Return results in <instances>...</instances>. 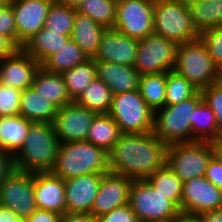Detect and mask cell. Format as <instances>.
Masks as SVG:
<instances>
[{
  "label": "cell",
  "instance_id": "cell-1",
  "mask_svg": "<svg viewBox=\"0 0 222 222\" xmlns=\"http://www.w3.org/2000/svg\"><path fill=\"white\" fill-rule=\"evenodd\" d=\"M167 147L153 132L122 133L108 153V170L132 180L147 179L166 165Z\"/></svg>",
  "mask_w": 222,
  "mask_h": 222
},
{
  "label": "cell",
  "instance_id": "cell-2",
  "mask_svg": "<svg viewBox=\"0 0 222 222\" xmlns=\"http://www.w3.org/2000/svg\"><path fill=\"white\" fill-rule=\"evenodd\" d=\"M59 143L52 123L33 122L23 146L13 157L14 168L31 173L51 172Z\"/></svg>",
  "mask_w": 222,
  "mask_h": 222
},
{
  "label": "cell",
  "instance_id": "cell-3",
  "mask_svg": "<svg viewBox=\"0 0 222 222\" xmlns=\"http://www.w3.org/2000/svg\"><path fill=\"white\" fill-rule=\"evenodd\" d=\"M108 152L88 141L59 143L52 173L63 180L84 174H106Z\"/></svg>",
  "mask_w": 222,
  "mask_h": 222
},
{
  "label": "cell",
  "instance_id": "cell-4",
  "mask_svg": "<svg viewBox=\"0 0 222 222\" xmlns=\"http://www.w3.org/2000/svg\"><path fill=\"white\" fill-rule=\"evenodd\" d=\"M203 100L198 91L193 97L154 111L153 134L167 146L192 142L191 121L196 106Z\"/></svg>",
  "mask_w": 222,
  "mask_h": 222
},
{
  "label": "cell",
  "instance_id": "cell-5",
  "mask_svg": "<svg viewBox=\"0 0 222 222\" xmlns=\"http://www.w3.org/2000/svg\"><path fill=\"white\" fill-rule=\"evenodd\" d=\"M173 70L199 91L218 82L219 79V68L200 38L179 44Z\"/></svg>",
  "mask_w": 222,
  "mask_h": 222
},
{
  "label": "cell",
  "instance_id": "cell-6",
  "mask_svg": "<svg viewBox=\"0 0 222 222\" xmlns=\"http://www.w3.org/2000/svg\"><path fill=\"white\" fill-rule=\"evenodd\" d=\"M154 33L178 44L200 38L188 6L176 0H155Z\"/></svg>",
  "mask_w": 222,
  "mask_h": 222
},
{
  "label": "cell",
  "instance_id": "cell-7",
  "mask_svg": "<svg viewBox=\"0 0 222 222\" xmlns=\"http://www.w3.org/2000/svg\"><path fill=\"white\" fill-rule=\"evenodd\" d=\"M129 204L140 222H175L180 210L146 180H133Z\"/></svg>",
  "mask_w": 222,
  "mask_h": 222
},
{
  "label": "cell",
  "instance_id": "cell-8",
  "mask_svg": "<svg viewBox=\"0 0 222 222\" xmlns=\"http://www.w3.org/2000/svg\"><path fill=\"white\" fill-rule=\"evenodd\" d=\"M108 114L118 124L121 133L143 134L153 131L154 111L138 90L113 95Z\"/></svg>",
  "mask_w": 222,
  "mask_h": 222
},
{
  "label": "cell",
  "instance_id": "cell-9",
  "mask_svg": "<svg viewBox=\"0 0 222 222\" xmlns=\"http://www.w3.org/2000/svg\"><path fill=\"white\" fill-rule=\"evenodd\" d=\"M213 150L209 142L193 141L167 147L166 165L184 182L205 176Z\"/></svg>",
  "mask_w": 222,
  "mask_h": 222
},
{
  "label": "cell",
  "instance_id": "cell-10",
  "mask_svg": "<svg viewBox=\"0 0 222 222\" xmlns=\"http://www.w3.org/2000/svg\"><path fill=\"white\" fill-rule=\"evenodd\" d=\"M179 44L155 33L138 39L134 68L142 75L167 73L174 69Z\"/></svg>",
  "mask_w": 222,
  "mask_h": 222
},
{
  "label": "cell",
  "instance_id": "cell-11",
  "mask_svg": "<svg viewBox=\"0 0 222 222\" xmlns=\"http://www.w3.org/2000/svg\"><path fill=\"white\" fill-rule=\"evenodd\" d=\"M155 0H119L113 29L125 36L143 39L154 33Z\"/></svg>",
  "mask_w": 222,
  "mask_h": 222
},
{
  "label": "cell",
  "instance_id": "cell-12",
  "mask_svg": "<svg viewBox=\"0 0 222 222\" xmlns=\"http://www.w3.org/2000/svg\"><path fill=\"white\" fill-rule=\"evenodd\" d=\"M0 205L12 209L20 218H27L36 211L33 173L11 170L0 184Z\"/></svg>",
  "mask_w": 222,
  "mask_h": 222
},
{
  "label": "cell",
  "instance_id": "cell-13",
  "mask_svg": "<svg viewBox=\"0 0 222 222\" xmlns=\"http://www.w3.org/2000/svg\"><path fill=\"white\" fill-rule=\"evenodd\" d=\"M97 113L74 101L59 108L52 126L60 143L86 141L90 126Z\"/></svg>",
  "mask_w": 222,
  "mask_h": 222
},
{
  "label": "cell",
  "instance_id": "cell-14",
  "mask_svg": "<svg viewBox=\"0 0 222 222\" xmlns=\"http://www.w3.org/2000/svg\"><path fill=\"white\" fill-rule=\"evenodd\" d=\"M222 208V191L205 176L192 178L183 183L180 212L200 215L209 210Z\"/></svg>",
  "mask_w": 222,
  "mask_h": 222
},
{
  "label": "cell",
  "instance_id": "cell-15",
  "mask_svg": "<svg viewBox=\"0 0 222 222\" xmlns=\"http://www.w3.org/2000/svg\"><path fill=\"white\" fill-rule=\"evenodd\" d=\"M55 0H9L14 13L17 46H22L44 27L50 6Z\"/></svg>",
  "mask_w": 222,
  "mask_h": 222
},
{
  "label": "cell",
  "instance_id": "cell-16",
  "mask_svg": "<svg viewBox=\"0 0 222 222\" xmlns=\"http://www.w3.org/2000/svg\"><path fill=\"white\" fill-rule=\"evenodd\" d=\"M132 181L130 178L111 172L103 174L98 194L91 208V215L98 218L129 203Z\"/></svg>",
  "mask_w": 222,
  "mask_h": 222
},
{
  "label": "cell",
  "instance_id": "cell-17",
  "mask_svg": "<svg viewBox=\"0 0 222 222\" xmlns=\"http://www.w3.org/2000/svg\"><path fill=\"white\" fill-rule=\"evenodd\" d=\"M138 39L125 36L118 30L107 28L101 36L95 61H105L134 67Z\"/></svg>",
  "mask_w": 222,
  "mask_h": 222
},
{
  "label": "cell",
  "instance_id": "cell-18",
  "mask_svg": "<svg viewBox=\"0 0 222 222\" xmlns=\"http://www.w3.org/2000/svg\"><path fill=\"white\" fill-rule=\"evenodd\" d=\"M103 174L89 173L64 180L67 213H90Z\"/></svg>",
  "mask_w": 222,
  "mask_h": 222
},
{
  "label": "cell",
  "instance_id": "cell-19",
  "mask_svg": "<svg viewBox=\"0 0 222 222\" xmlns=\"http://www.w3.org/2000/svg\"><path fill=\"white\" fill-rule=\"evenodd\" d=\"M40 64L22 48L0 61V84L21 91L30 88Z\"/></svg>",
  "mask_w": 222,
  "mask_h": 222
},
{
  "label": "cell",
  "instance_id": "cell-20",
  "mask_svg": "<svg viewBox=\"0 0 222 222\" xmlns=\"http://www.w3.org/2000/svg\"><path fill=\"white\" fill-rule=\"evenodd\" d=\"M33 186L37 209L67 213L63 179L52 172L33 173Z\"/></svg>",
  "mask_w": 222,
  "mask_h": 222
},
{
  "label": "cell",
  "instance_id": "cell-21",
  "mask_svg": "<svg viewBox=\"0 0 222 222\" xmlns=\"http://www.w3.org/2000/svg\"><path fill=\"white\" fill-rule=\"evenodd\" d=\"M96 78L102 80L113 95L138 90L140 74L134 67L95 61Z\"/></svg>",
  "mask_w": 222,
  "mask_h": 222
},
{
  "label": "cell",
  "instance_id": "cell-22",
  "mask_svg": "<svg viewBox=\"0 0 222 222\" xmlns=\"http://www.w3.org/2000/svg\"><path fill=\"white\" fill-rule=\"evenodd\" d=\"M33 122L24 116H0V150L12 158L23 146Z\"/></svg>",
  "mask_w": 222,
  "mask_h": 222
},
{
  "label": "cell",
  "instance_id": "cell-23",
  "mask_svg": "<svg viewBox=\"0 0 222 222\" xmlns=\"http://www.w3.org/2000/svg\"><path fill=\"white\" fill-rule=\"evenodd\" d=\"M105 30L104 26L75 9L73 31L70 38L88 58H93L97 53L101 36Z\"/></svg>",
  "mask_w": 222,
  "mask_h": 222
},
{
  "label": "cell",
  "instance_id": "cell-24",
  "mask_svg": "<svg viewBox=\"0 0 222 222\" xmlns=\"http://www.w3.org/2000/svg\"><path fill=\"white\" fill-rule=\"evenodd\" d=\"M31 87L58 109L73 102L61 74L47 72L41 66L35 73Z\"/></svg>",
  "mask_w": 222,
  "mask_h": 222
},
{
  "label": "cell",
  "instance_id": "cell-25",
  "mask_svg": "<svg viewBox=\"0 0 222 222\" xmlns=\"http://www.w3.org/2000/svg\"><path fill=\"white\" fill-rule=\"evenodd\" d=\"M70 37L43 27L22 46V49L41 65L49 56L56 53Z\"/></svg>",
  "mask_w": 222,
  "mask_h": 222
},
{
  "label": "cell",
  "instance_id": "cell-26",
  "mask_svg": "<svg viewBox=\"0 0 222 222\" xmlns=\"http://www.w3.org/2000/svg\"><path fill=\"white\" fill-rule=\"evenodd\" d=\"M58 108L32 87L21 92L20 114L32 122L52 123Z\"/></svg>",
  "mask_w": 222,
  "mask_h": 222
},
{
  "label": "cell",
  "instance_id": "cell-27",
  "mask_svg": "<svg viewBox=\"0 0 222 222\" xmlns=\"http://www.w3.org/2000/svg\"><path fill=\"white\" fill-rule=\"evenodd\" d=\"M120 128L108 114H97L90 126L86 141L110 152L121 135Z\"/></svg>",
  "mask_w": 222,
  "mask_h": 222
},
{
  "label": "cell",
  "instance_id": "cell-28",
  "mask_svg": "<svg viewBox=\"0 0 222 222\" xmlns=\"http://www.w3.org/2000/svg\"><path fill=\"white\" fill-rule=\"evenodd\" d=\"M88 56L70 38L56 53L49 56L40 66L47 72L61 74L84 63Z\"/></svg>",
  "mask_w": 222,
  "mask_h": 222
},
{
  "label": "cell",
  "instance_id": "cell-29",
  "mask_svg": "<svg viewBox=\"0 0 222 222\" xmlns=\"http://www.w3.org/2000/svg\"><path fill=\"white\" fill-rule=\"evenodd\" d=\"M113 100L110 88L100 79L95 78L74 102L97 114L109 112Z\"/></svg>",
  "mask_w": 222,
  "mask_h": 222
},
{
  "label": "cell",
  "instance_id": "cell-30",
  "mask_svg": "<svg viewBox=\"0 0 222 222\" xmlns=\"http://www.w3.org/2000/svg\"><path fill=\"white\" fill-rule=\"evenodd\" d=\"M191 121L192 142H210L222 137L214 111L202 100L195 108Z\"/></svg>",
  "mask_w": 222,
  "mask_h": 222
},
{
  "label": "cell",
  "instance_id": "cell-31",
  "mask_svg": "<svg viewBox=\"0 0 222 222\" xmlns=\"http://www.w3.org/2000/svg\"><path fill=\"white\" fill-rule=\"evenodd\" d=\"M194 27L201 34L222 26V0H199L188 6Z\"/></svg>",
  "mask_w": 222,
  "mask_h": 222
},
{
  "label": "cell",
  "instance_id": "cell-32",
  "mask_svg": "<svg viewBox=\"0 0 222 222\" xmlns=\"http://www.w3.org/2000/svg\"><path fill=\"white\" fill-rule=\"evenodd\" d=\"M146 180L180 210L183 181L167 165L156 170Z\"/></svg>",
  "mask_w": 222,
  "mask_h": 222
},
{
  "label": "cell",
  "instance_id": "cell-33",
  "mask_svg": "<svg viewBox=\"0 0 222 222\" xmlns=\"http://www.w3.org/2000/svg\"><path fill=\"white\" fill-rule=\"evenodd\" d=\"M61 76L68 95L74 101L85 90L86 86L96 78L95 60L89 58L84 63L62 72Z\"/></svg>",
  "mask_w": 222,
  "mask_h": 222
},
{
  "label": "cell",
  "instance_id": "cell-34",
  "mask_svg": "<svg viewBox=\"0 0 222 222\" xmlns=\"http://www.w3.org/2000/svg\"><path fill=\"white\" fill-rule=\"evenodd\" d=\"M166 73L142 75L138 91L146 104L156 111L165 106Z\"/></svg>",
  "mask_w": 222,
  "mask_h": 222
},
{
  "label": "cell",
  "instance_id": "cell-35",
  "mask_svg": "<svg viewBox=\"0 0 222 222\" xmlns=\"http://www.w3.org/2000/svg\"><path fill=\"white\" fill-rule=\"evenodd\" d=\"M116 4V0H83L76 10L107 29L114 26Z\"/></svg>",
  "mask_w": 222,
  "mask_h": 222
},
{
  "label": "cell",
  "instance_id": "cell-36",
  "mask_svg": "<svg viewBox=\"0 0 222 222\" xmlns=\"http://www.w3.org/2000/svg\"><path fill=\"white\" fill-rule=\"evenodd\" d=\"M199 90L186 78L171 70L166 73L165 105H174L193 97Z\"/></svg>",
  "mask_w": 222,
  "mask_h": 222
},
{
  "label": "cell",
  "instance_id": "cell-37",
  "mask_svg": "<svg viewBox=\"0 0 222 222\" xmlns=\"http://www.w3.org/2000/svg\"><path fill=\"white\" fill-rule=\"evenodd\" d=\"M75 18V9L54 1L49 8L44 28L71 36Z\"/></svg>",
  "mask_w": 222,
  "mask_h": 222
},
{
  "label": "cell",
  "instance_id": "cell-38",
  "mask_svg": "<svg viewBox=\"0 0 222 222\" xmlns=\"http://www.w3.org/2000/svg\"><path fill=\"white\" fill-rule=\"evenodd\" d=\"M21 90L0 84V116L20 114Z\"/></svg>",
  "mask_w": 222,
  "mask_h": 222
},
{
  "label": "cell",
  "instance_id": "cell-39",
  "mask_svg": "<svg viewBox=\"0 0 222 222\" xmlns=\"http://www.w3.org/2000/svg\"><path fill=\"white\" fill-rule=\"evenodd\" d=\"M213 62L218 68L222 66V26L207 29L200 34Z\"/></svg>",
  "mask_w": 222,
  "mask_h": 222
},
{
  "label": "cell",
  "instance_id": "cell-40",
  "mask_svg": "<svg viewBox=\"0 0 222 222\" xmlns=\"http://www.w3.org/2000/svg\"><path fill=\"white\" fill-rule=\"evenodd\" d=\"M200 92L204 102L214 111L217 128L222 133V84L216 82Z\"/></svg>",
  "mask_w": 222,
  "mask_h": 222
},
{
  "label": "cell",
  "instance_id": "cell-41",
  "mask_svg": "<svg viewBox=\"0 0 222 222\" xmlns=\"http://www.w3.org/2000/svg\"><path fill=\"white\" fill-rule=\"evenodd\" d=\"M0 34L9 37L17 45L15 18L9 3L0 8Z\"/></svg>",
  "mask_w": 222,
  "mask_h": 222
},
{
  "label": "cell",
  "instance_id": "cell-42",
  "mask_svg": "<svg viewBox=\"0 0 222 222\" xmlns=\"http://www.w3.org/2000/svg\"><path fill=\"white\" fill-rule=\"evenodd\" d=\"M97 222H140L129 203L97 218Z\"/></svg>",
  "mask_w": 222,
  "mask_h": 222
},
{
  "label": "cell",
  "instance_id": "cell-43",
  "mask_svg": "<svg viewBox=\"0 0 222 222\" xmlns=\"http://www.w3.org/2000/svg\"><path fill=\"white\" fill-rule=\"evenodd\" d=\"M205 177L222 191V163L212 157L208 163Z\"/></svg>",
  "mask_w": 222,
  "mask_h": 222
},
{
  "label": "cell",
  "instance_id": "cell-44",
  "mask_svg": "<svg viewBox=\"0 0 222 222\" xmlns=\"http://www.w3.org/2000/svg\"><path fill=\"white\" fill-rule=\"evenodd\" d=\"M60 217L59 213L37 209L25 219L26 222H60Z\"/></svg>",
  "mask_w": 222,
  "mask_h": 222
},
{
  "label": "cell",
  "instance_id": "cell-45",
  "mask_svg": "<svg viewBox=\"0 0 222 222\" xmlns=\"http://www.w3.org/2000/svg\"><path fill=\"white\" fill-rule=\"evenodd\" d=\"M18 49L9 37L0 34V61L12 56Z\"/></svg>",
  "mask_w": 222,
  "mask_h": 222
},
{
  "label": "cell",
  "instance_id": "cell-46",
  "mask_svg": "<svg viewBox=\"0 0 222 222\" xmlns=\"http://www.w3.org/2000/svg\"><path fill=\"white\" fill-rule=\"evenodd\" d=\"M13 169V158L0 150V184Z\"/></svg>",
  "mask_w": 222,
  "mask_h": 222
},
{
  "label": "cell",
  "instance_id": "cell-47",
  "mask_svg": "<svg viewBox=\"0 0 222 222\" xmlns=\"http://www.w3.org/2000/svg\"><path fill=\"white\" fill-rule=\"evenodd\" d=\"M60 222H97V218L90 213H65L61 215Z\"/></svg>",
  "mask_w": 222,
  "mask_h": 222
},
{
  "label": "cell",
  "instance_id": "cell-48",
  "mask_svg": "<svg viewBox=\"0 0 222 222\" xmlns=\"http://www.w3.org/2000/svg\"><path fill=\"white\" fill-rule=\"evenodd\" d=\"M199 216L203 222H222V208L203 212Z\"/></svg>",
  "mask_w": 222,
  "mask_h": 222
},
{
  "label": "cell",
  "instance_id": "cell-49",
  "mask_svg": "<svg viewBox=\"0 0 222 222\" xmlns=\"http://www.w3.org/2000/svg\"><path fill=\"white\" fill-rule=\"evenodd\" d=\"M19 218L12 209L0 205V222H15Z\"/></svg>",
  "mask_w": 222,
  "mask_h": 222
},
{
  "label": "cell",
  "instance_id": "cell-50",
  "mask_svg": "<svg viewBox=\"0 0 222 222\" xmlns=\"http://www.w3.org/2000/svg\"><path fill=\"white\" fill-rule=\"evenodd\" d=\"M209 143L213 150V157L222 163V137L216 138Z\"/></svg>",
  "mask_w": 222,
  "mask_h": 222
},
{
  "label": "cell",
  "instance_id": "cell-51",
  "mask_svg": "<svg viewBox=\"0 0 222 222\" xmlns=\"http://www.w3.org/2000/svg\"><path fill=\"white\" fill-rule=\"evenodd\" d=\"M175 222H203L198 215L180 214Z\"/></svg>",
  "mask_w": 222,
  "mask_h": 222
},
{
  "label": "cell",
  "instance_id": "cell-52",
  "mask_svg": "<svg viewBox=\"0 0 222 222\" xmlns=\"http://www.w3.org/2000/svg\"><path fill=\"white\" fill-rule=\"evenodd\" d=\"M57 3L76 9L83 0H55Z\"/></svg>",
  "mask_w": 222,
  "mask_h": 222
},
{
  "label": "cell",
  "instance_id": "cell-53",
  "mask_svg": "<svg viewBox=\"0 0 222 222\" xmlns=\"http://www.w3.org/2000/svg\"><path fill=\"white\" fill-rule=\"evenodd\" d=\"M179 3H182L183 5L189 6L190 4L199 1V0H176Z\"/></svg>",
  "mask_w": 222,
  "mask_h": 222
},
{
  "label": "cell",
  "instance_id": "cell-54",
  "mask_svg": "<svg viewBox=\"0 0 222 222\" xmlns=\"http://www.w3.org/2000/svg\"><path fill=\"white\" fill-rule=\"evenodd\" d=\"M218 82L222 84V66L219 68V79Z\"/></svg>",
  "mask_w": 222,
  "mask_h": 222
},
{
  "label": "cell",
  "instance_id": "cell-55",
  "mask_svg": "<svg viewBox=\"0 0 222 222\" xmlns=\"http://www.w3.org/2000/svg\"><path fill=\"white\" fill-rule=\"evenodd\" d=\"M6 3H8V0H0V8H2Z\"/></svg>",
  "mask_w": 222,
  "mask_h": 222
},
{
  "label": "cell",
  "instance_id": "cell-56",
  "mask_svg": "<svg viewBox=\"0 0 222 222\" xmlns=\"http://www.w3.org/2000/svg\"><path fill=\"white\" fill-rule=\"evenodd\" d=\"M15 222H26L25 218H19L18 220H16Z\"/></svg>",
  "mask_w": 222,
  "mask_h": 222
}]
</instances>
